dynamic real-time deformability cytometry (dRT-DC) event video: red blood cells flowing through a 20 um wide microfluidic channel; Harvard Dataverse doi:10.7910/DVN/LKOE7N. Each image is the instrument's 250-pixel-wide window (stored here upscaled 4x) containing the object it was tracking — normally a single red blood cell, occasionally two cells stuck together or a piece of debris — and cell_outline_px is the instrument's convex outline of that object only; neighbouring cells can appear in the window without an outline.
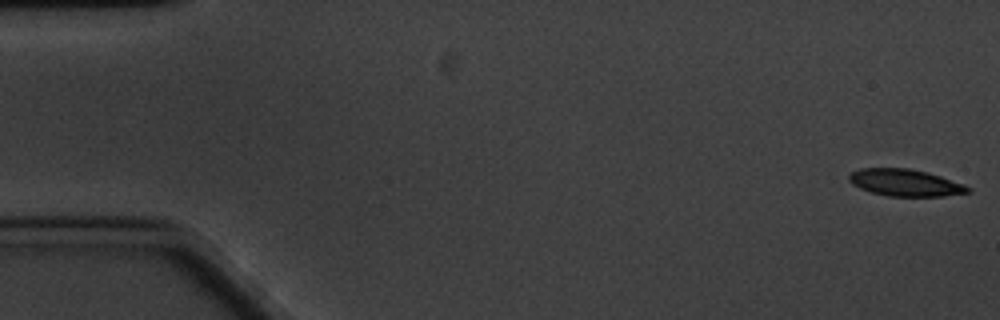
{"species": "common noctule bat (a hibernating species)", "species_latin": "Nyctalus noctula", "temperature_condition": "cold", "stored_images_in_passage": 25, "camera_frame_rate_fps": 3000, "um_per_image_px": 0.085, "animal": {"sex": "male", "body_mass_g": 20.1, "forearm_length_mm": 53.5}, "frame": {"image": 1, "passage_image": 1, "time_ms": 0.0, "image_size_px": [1000, 320], "cell_outline_px": [[972, 192], [944, 196], [888, 196], [872, 192], [860, 188], [852, 184], [848, 180], [848, 176], [852, 172], [860, 168], [908, 168], [928, 172], [964, 184], [972, 188]], "centroid_in_image_um": [76.97, 15.53], "position_along_channel_um": 8.0, "area_um2": 18.73}}